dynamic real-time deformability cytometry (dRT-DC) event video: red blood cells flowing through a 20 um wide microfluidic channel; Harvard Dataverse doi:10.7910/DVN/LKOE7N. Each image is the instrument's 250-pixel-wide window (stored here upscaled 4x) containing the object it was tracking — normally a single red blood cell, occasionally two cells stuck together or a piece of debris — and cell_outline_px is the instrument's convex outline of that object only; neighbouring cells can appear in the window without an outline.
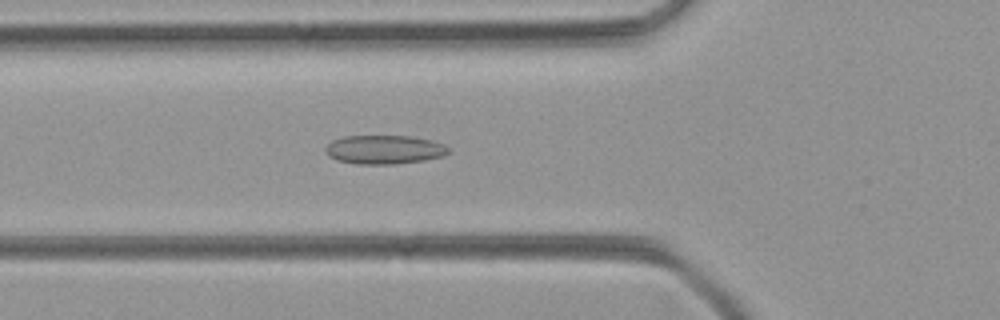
{"species": "common noctule bat (a hibernating species)", "species_latin": "Nyctalus noctula", "temperature_condition": "room temperature", "stored_images_in_passage": 32, "camera_frame_rate_fps": 3000, "um_per_image_px": 0.085, "animal": {"sex": "female", "body_mass_g": 21.9}, "frame": {"image": 1, "passage_image": 4, "time_ms": 1.0, "image_size_px": [1000, 320], "cell_outline_px": [[448, 152], [444, 156], [424, 160], [392, 164], [356, 164], [336, 160], [328, 156], [324, 152], [324, 148], [332, 140], [344, 136], [412, 136], [432, 140], [444, 144], [448, 148]], "centroid_in_image_um": [32.63, 12.71], "position_along_channel_um": 93.2, "area_um2": 20.81}}
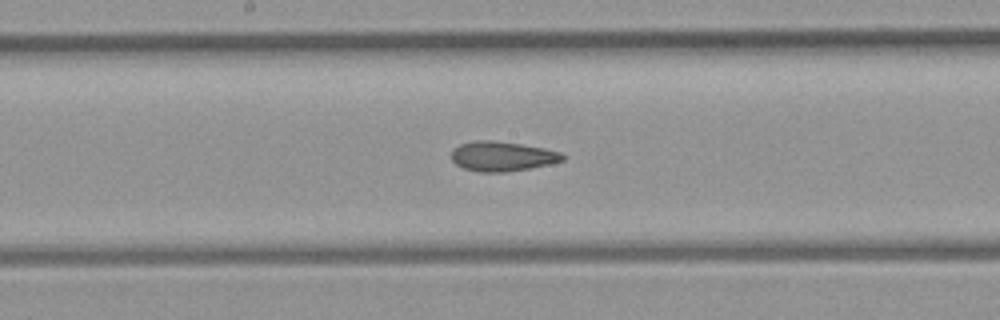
{"frame": {"image": 2, "passage_image": 12, "time_ms": 3.667, "image_size_px": [1000, 320], "cell_outline_px": [[564, 160], [532, 168], [504, 172], [476, 172], [464, 168], [456, 164], [452, 160], [452, 148], [460, 144], [476, 140], [492, 140], [520, 144], [544, 148], [560, 152], [564, 156]], "centroid_in_image_um": [42.66, 13.29], "position_along_channel_um": 205.5, "area_um2": 19.25}}
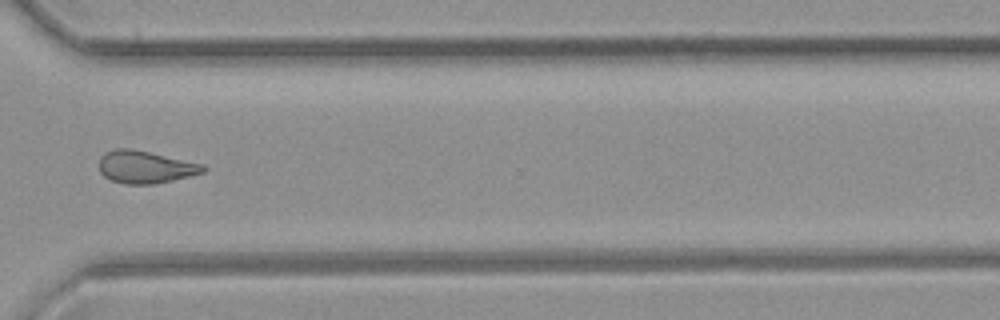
{"frame": {"image": 3, "passage_image": 23, "time_ms": 7.333, "image_size_px": [1000, 320], "cell_outline_px": [[208, 168], [204, 172], [172, 180], [152, 184], [124, 184], [112, 180], [104, 176], [100, 172], [100, 156], [104, 152], [116, 148], [132, 148], [204, 164]], "centroid_in_image_um": [12.35, 14.18], "position_along_channel_um": 358.3, "area_um2": 19.71}}